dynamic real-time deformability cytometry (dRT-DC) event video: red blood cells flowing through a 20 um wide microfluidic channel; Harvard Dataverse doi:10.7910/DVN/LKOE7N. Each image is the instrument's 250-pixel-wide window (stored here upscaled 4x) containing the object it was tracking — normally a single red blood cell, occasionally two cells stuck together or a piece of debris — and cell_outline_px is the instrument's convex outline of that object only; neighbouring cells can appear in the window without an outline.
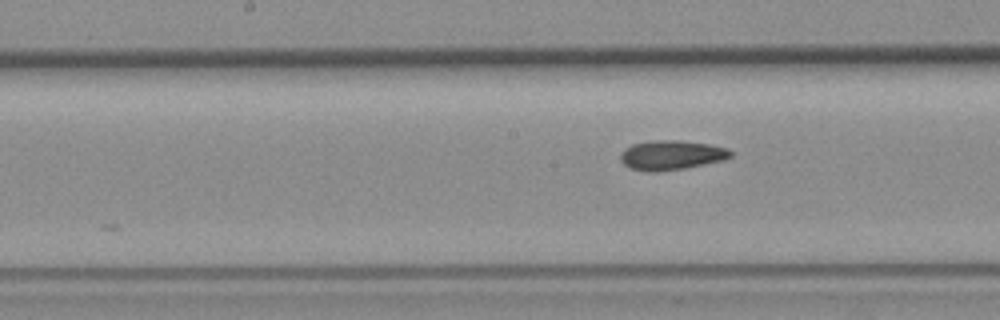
{"species": "common noctule bat (a hibernating species)", "species_latin": "Nyctalus noctula", "temperature_condition": "room temperature", "stored_images_in_passage": 9, "camera_frame_rate_fps": 3000, "um_per_image_px": 0.085, "animal": {"sex": "female", "body_mass_g": 19.3, "forearm_length_mm": 54.1}, "frame": {"image": 1, "passage_image": 8, "time_ms": 8.667, "image_size_px": [1000, 320], "cell_outline_px": [[732, 156], [720, 160], [684, 168], [656, 172], [648, 172], [632, 168], [624, 164], [620, 160], [620, 156], [632, 144], [648, 140], [680, 140], [708, 144], [728, 148], [732, 152]], "centroid_in_image_um": [57.06, 13.17], "position_along_channel_um": 191.1, "area_um2": 18.67}}